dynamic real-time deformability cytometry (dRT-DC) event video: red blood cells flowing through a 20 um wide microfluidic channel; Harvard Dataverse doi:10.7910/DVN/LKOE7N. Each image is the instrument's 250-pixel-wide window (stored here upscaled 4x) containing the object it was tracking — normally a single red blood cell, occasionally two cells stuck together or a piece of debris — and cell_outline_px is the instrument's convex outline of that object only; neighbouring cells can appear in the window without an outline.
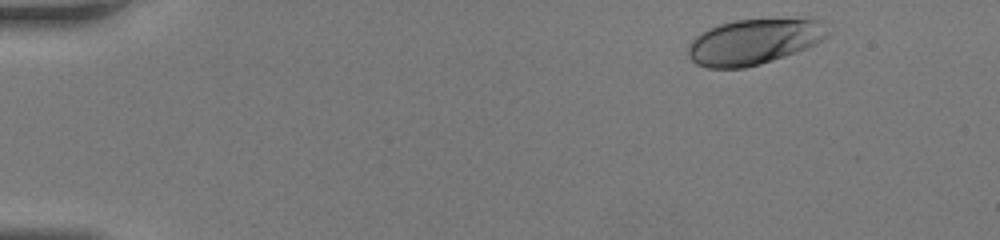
{"species": "human", "species_latin": "Homo sapiens", "temperature_condition": "room temperature", "stored_images_in_passage": 43, "camera_frame_rate_fps": 3000, "um_per_image_px": 0.085, "donor": {"sex": "female"}, "frame": {"image": 1, "passage_image": 2, "time_ms": 0.333, "image_size_px": [1000, 240], "cell_outline_px": [[832, 32], [828, 36], [816, 44], [796, 52], [760, 64], [744, 68], [708, 68], [696, 64], [688, 56], [688, 44], [700, 32], [720, 24], [736, 20], [812, 16], [820, 20]], "centroid_in_image_um": [64.16, 3.5], "position_along_channel_um": 20.8, "area_um2": 37.92}}
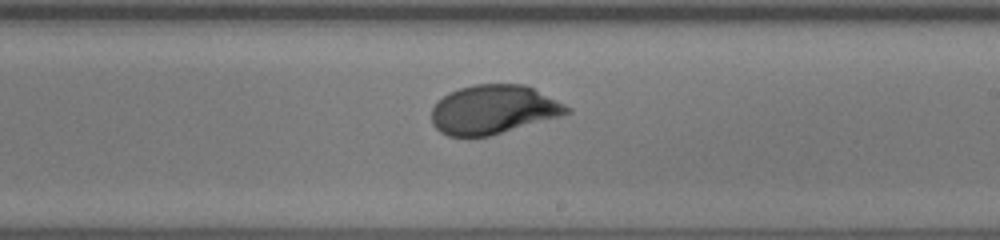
{"frame": {"image": 2, "passage_image": 25, "time_ms": 8.0, "image_size_px": [1000, 240], "cell_outline_px": [[572, 112], [560, 116], [488, 136], [448, 136], [440, 132], [432, 124], [432, 108], [436, 100], [448, 92], [472, 84], [524, 84], [572, 108]], "centroid_in_image_um": [41.89, 9.3], "position_along_channel_um": 247.1, "area_um2": 38.44}}
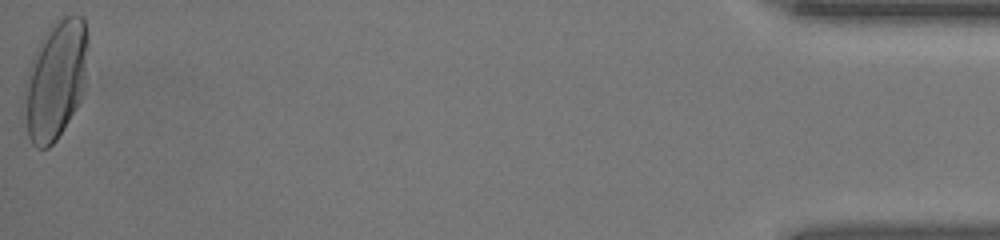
{"frame": {"image": 3, "passage_image": 43, "time_ms": 14.0, "image_size_px": [1000, 240], "cell_outline_px": [[88, 44], [84, 88], [80, 100], [76, 108], [56, 140], [48, 148], [36, 148], [32, 144], [28, 136], [24, 100], [24, 84], [32, 60], [48, 28], [64, 16], [80, 16], [84, 20], [88, 32]], "centroid_in_image_um": [4.74, 6.81], "position_along_channel_um": 430.5, "area_um2": 43.47}}